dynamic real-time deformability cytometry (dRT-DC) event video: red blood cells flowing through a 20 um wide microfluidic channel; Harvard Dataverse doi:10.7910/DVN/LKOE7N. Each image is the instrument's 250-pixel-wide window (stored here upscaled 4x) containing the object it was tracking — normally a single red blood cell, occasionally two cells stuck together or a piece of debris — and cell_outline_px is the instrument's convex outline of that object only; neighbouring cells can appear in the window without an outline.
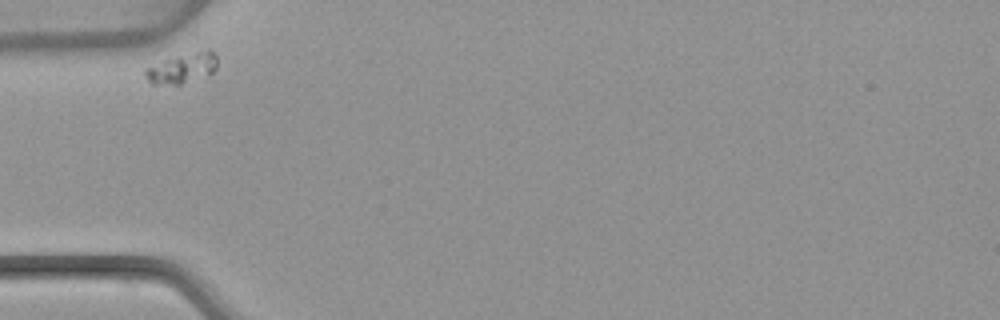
{"species": "common noctule bat (a hibernating species)", "species_latin": "Nyctalus noctula", "temperature_condition": "warm", "stored_images_in_passage": 20, "camera_frame_rate_fps": 3000, "um_per_image_px": 0.085, "animal": {"sex": "female", "body_mass_g": 22.7, "forearm_length_mm": 54.2}, "frame": {"image": 1, "passage_image": 1, "time_ms": 0.0, "image_size_px": [1000, 320], "cell_outline_px": [[216, 68], [212, 72], [180, 84], [152, 84], [144, 76], [144, 68], [164, 60], [208, 48], [212, 48], [216, 56]], "centroid_in_image_um": [15.47, 5.77], "position_along_channel_um": 69.5, "area_um2": 12.37}}
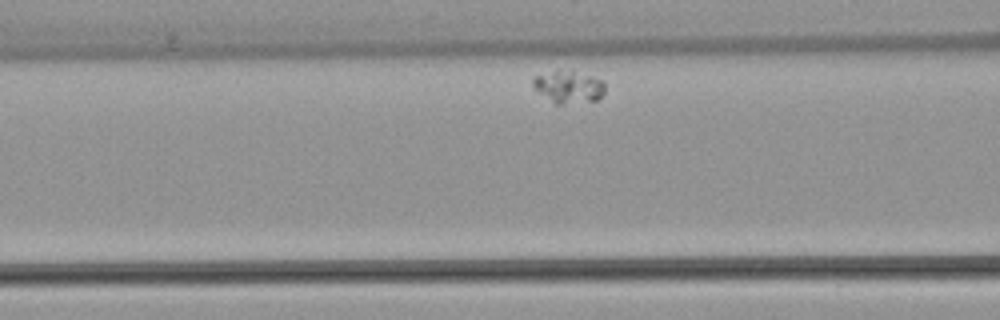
{"frame": {"image": 2, "passage_image": 6, "time_ms": 1.667, "image_size_px": [1000, 320], "cell_outline_px": [[604, 92], [596, 100], [560, 104], [556, 104], [540, 92], [532, 84], [532, 80], [536, 76], [572, 68], [604, 80]], "centroid_in_image_um": [48.39, 7.34], "position_along_channel_um": 118.2, "area_um2": 13.41}}
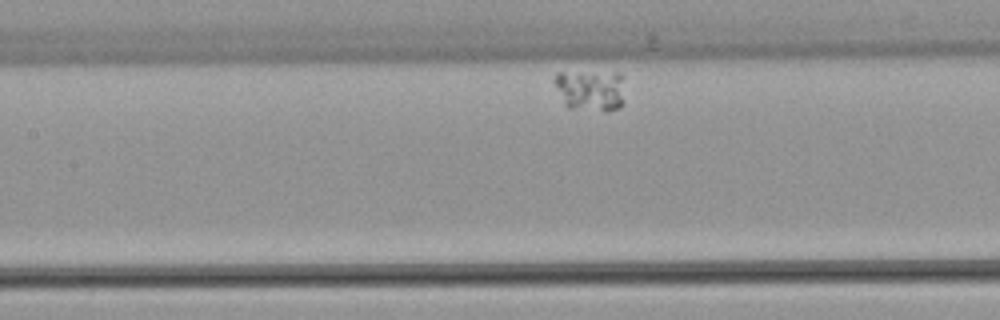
{"frame": {"image": 3, "passage_image": 10, "time_ms": 3.0, "image_size_px": [1000, 320], "cell_outline_px": [[624, 100], [620, 108], [608, 112], [604, 112], [568, 108], [564, 104], [552, 80], [556, 72], [620, 72], [624, 76]], "centroid_in_image_um": [50.23, 7.67], "position_along_channel_um": 157.2, "area_um2": 17.8}}